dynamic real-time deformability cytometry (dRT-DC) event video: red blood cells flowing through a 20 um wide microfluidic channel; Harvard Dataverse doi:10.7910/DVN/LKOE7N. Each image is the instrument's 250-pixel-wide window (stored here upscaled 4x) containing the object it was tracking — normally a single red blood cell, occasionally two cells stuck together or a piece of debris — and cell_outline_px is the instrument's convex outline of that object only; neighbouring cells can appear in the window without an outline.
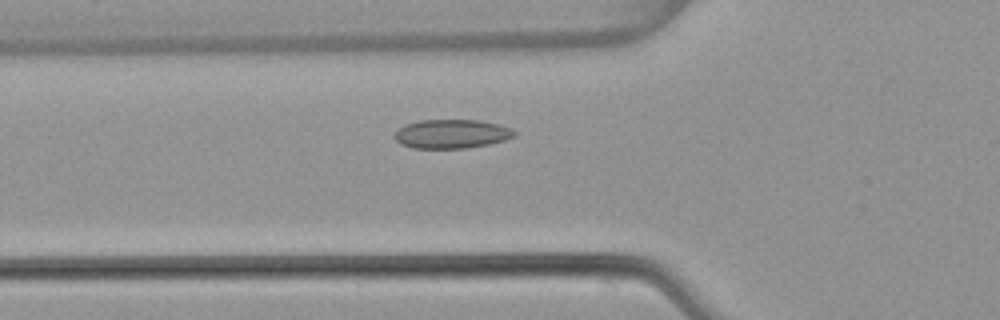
{"species": "common noctule bat (a hibernating species)", "species_latin": "Nyctalus noctula", "temperature_condition": "warm", "stored_images_in_passage": 50, "camera_frame_rate_fps": 3000, "um_per_image_px": 0.085, "animal": {"sex": "female", "body_mass_g": 22.7, "forearm_length_mm": 54.2}, "frame": {"image": 1, "passage_image": 15, "time_ms": 4.667, "image_size_px": [1000, 320], "cell_outline_px": [[516, 136], [504, 140], [488, 144], [468, 148], [412, 148], [400, 144], [392, 136], [404, 124], [420, 120], [480, 120], [500, 124], [512, 128], [516, 132]], "centroid_in_image_um": [38.39, 11.38], "position_along_channel_um": 87.4, "area_um2": 20.4}}
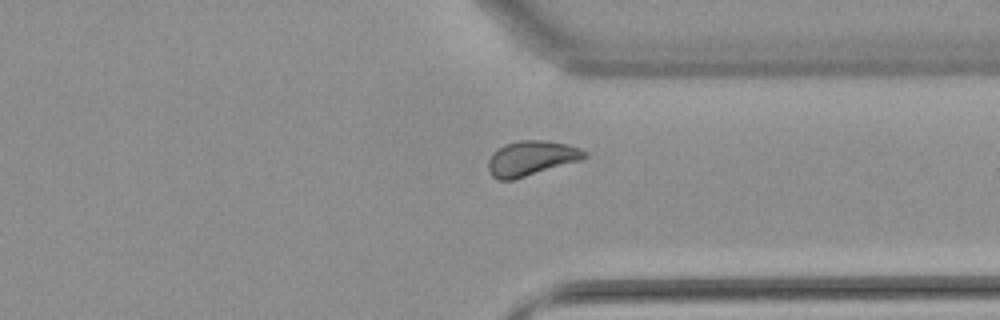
{"frame": {"image": 2, "passage_image": 37, "time_ms": 12.0, "image_size_px": [1000, 320], "cell_outline_px": [[588, 156], [580, 160], [512, 180], [500, 180], [492, 176], [488, 168], [488, 160], [504, 144], [520, 140], [544, 140], [568, 144], [580, 148], [588, 152]], "centroid_in_image_um": [45.19, 13.44], "position_along_channel_um": 366.2, "area_um2": 19.31}}
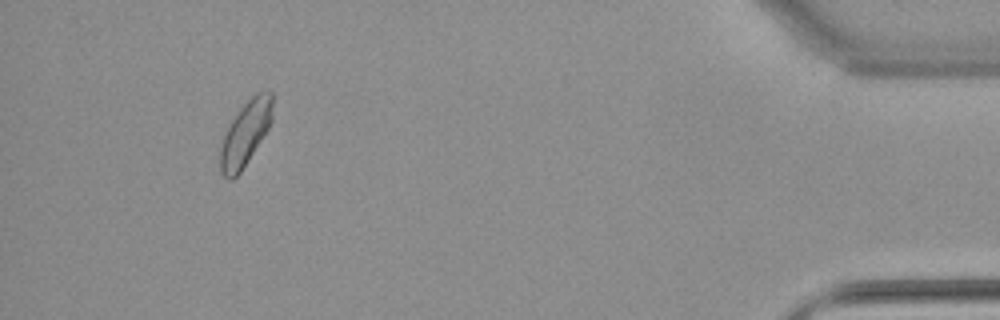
{"frame": {"image": 3, "passage_image": 46, "time_ms": 15.0, "image_size_px": [1000, 320], "cell_outline_px": [[272, 120], [268, 128], [248, 160], [240, 172], [232, 180], [228, 180], [220, 172], [220, 148], [224, 136], [232, 120], [240, 108], [256, 92], [268, 88], [272, 92]], "centroid_in_image_um": [20.87, 11.32], "position_along_channel_um": 414.3, "area_um2": 19.48}, "authors_computed_cell_mechanics": {"area_um2": 19.4786, "velocity_mm_per_s": 3.8016, "shape_relaxation_time_tau1_ms": 8.3686, "shape_relaxation_time_tau2_ms": 3.2003, "deformation_change_tau1": 0.1058, "deformation_change_tau2": 0.0745}}